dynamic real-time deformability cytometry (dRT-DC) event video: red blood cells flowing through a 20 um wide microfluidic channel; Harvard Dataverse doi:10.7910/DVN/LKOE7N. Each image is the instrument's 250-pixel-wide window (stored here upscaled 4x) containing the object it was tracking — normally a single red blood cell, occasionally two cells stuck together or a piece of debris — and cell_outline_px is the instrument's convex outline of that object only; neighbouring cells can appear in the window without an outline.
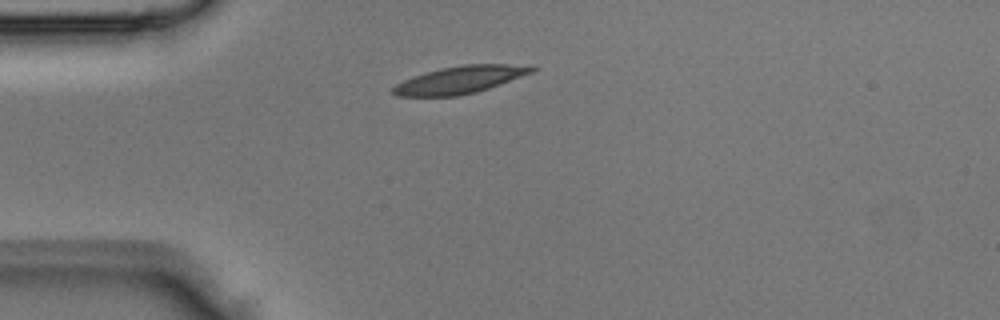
{"species": "Egyptian fruit bat (a non-hibernating species)", "species_latin": "Rousettus aegyptiacus", "temperature_condition": "room temperature", "stored_images_in_passage": 2, "camera_frame_rate_fps": 3000, "um_per_image_px": 0.085, "animal": {"sex": "male"}, "frame": {"image": 1, "passage_image": 1, "time_ms": 0.0, "image_size_px": [1000, 320], "cell_outline_px": [[540, 68], [532, 72], [500, 84], [476, 92], [456, 96], [396, 96], [392, 92], [392, 88], [396, 84], [404, 80], [428, 72], [444, 68], [464, 64], [532, 64]], "centroid_in_image_um": [39.18, 6.77], "position_along_channel_um": 45.8, "area_um2": 21.96}}